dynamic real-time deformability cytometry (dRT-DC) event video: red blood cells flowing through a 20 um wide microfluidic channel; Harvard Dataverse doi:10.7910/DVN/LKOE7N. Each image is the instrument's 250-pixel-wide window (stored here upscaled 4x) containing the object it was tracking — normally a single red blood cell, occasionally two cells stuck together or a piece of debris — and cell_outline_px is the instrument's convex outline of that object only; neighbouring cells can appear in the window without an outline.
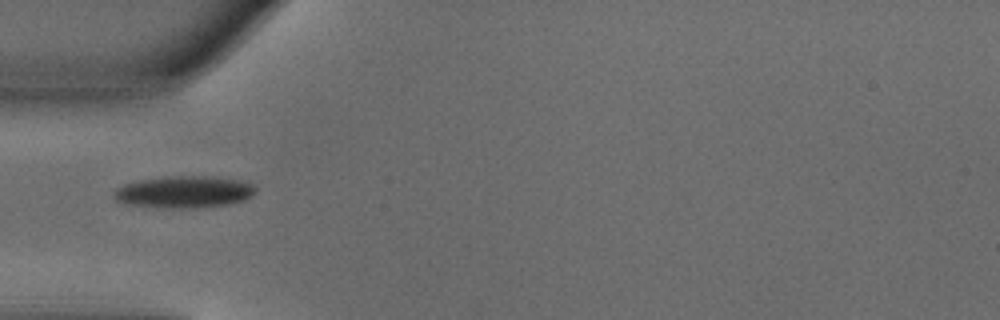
{"species": "common noctule bat (a hibernating species)", "species_latin": "Nyctalus noctula", "temperature_condition": "warm", "stored_images_in_passage": 35, "camera_frame_rate_fps": 3000, "um_per_image_px": 0.085, "animal": {"sex": "male", "body_mass_g": 18.8}, "frame": {"image": 1, "passage_image": 1, "time_ms": 0.0, "image_size_px": [1000, 320], "cell_outline_px": [[256, 188], [252, 196], [244, 200], [228, 204], [192, 208], [172, 208], [132, 204], [116, 200], [112, 192], [116, 188], [124, 184], [136, 180], [168, 176], [204, 176], [236, 180], [252, 184]], "centroid_in_image_um": [15.63, 16.3], "position_along_channel_um": 69.4, "area_um2": 26.01}}
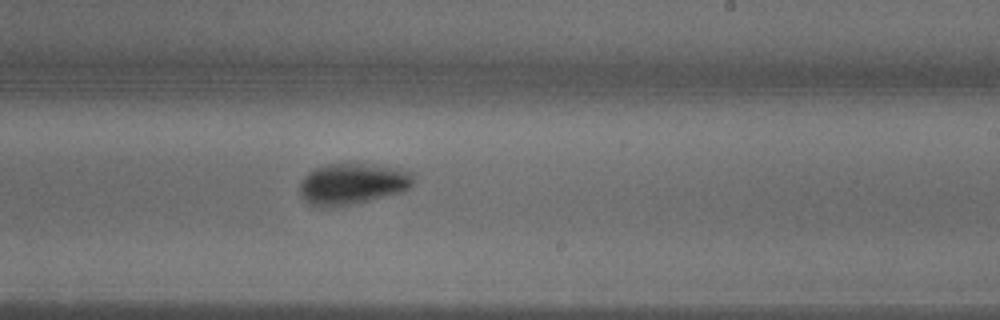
{"frame": {"image": 2, "passage_image": 15, "time_ms": 4.667, "image_size_px": [1000, 320], "cell_outline_px": [[416, 172], [412, 184], [404, 192], [352, 204], [308, 204], [300, 196], [300, 180], [308, 172], [316, 168], [328, 164], [352, 160], [400, 168]], "centroid_in_image_um": [30.03, 15.54], "position_along_channel_um": 259.0, "area_um2": 27.8}}
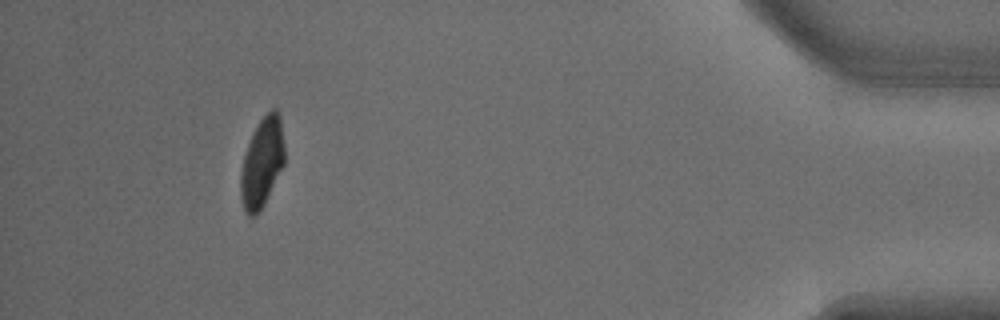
{"frame": {"image": 3, "passage_image": 31, "time_ms": 10.0, "image_size_px": [1000, 320], "cell_outline_px": [[284, 164], [264, 204], [256, 216], [248, 216], [244, 212], [240, 196], [240, 172], [244, 156], [252, 132], [260, 120], [272, 108], [276, 108], [280, 116], [284, 144]], "centroid_in_image_um": [22.26, 13.83], "position_along_channel_um": 412.9, "area_um2": 22.95}, "authors_computed_cell_mechanics": {"area_um2": 25.2008, "velocity_mm_per_s": 4.0511, "shape_relaxation_time_tau1_ms": 2.127, "shape_relaxation_time_tau2_ms": 2.4881, "deformation_change_tau1": 0.1465, "deformation_change_tau2": 0.0561}}